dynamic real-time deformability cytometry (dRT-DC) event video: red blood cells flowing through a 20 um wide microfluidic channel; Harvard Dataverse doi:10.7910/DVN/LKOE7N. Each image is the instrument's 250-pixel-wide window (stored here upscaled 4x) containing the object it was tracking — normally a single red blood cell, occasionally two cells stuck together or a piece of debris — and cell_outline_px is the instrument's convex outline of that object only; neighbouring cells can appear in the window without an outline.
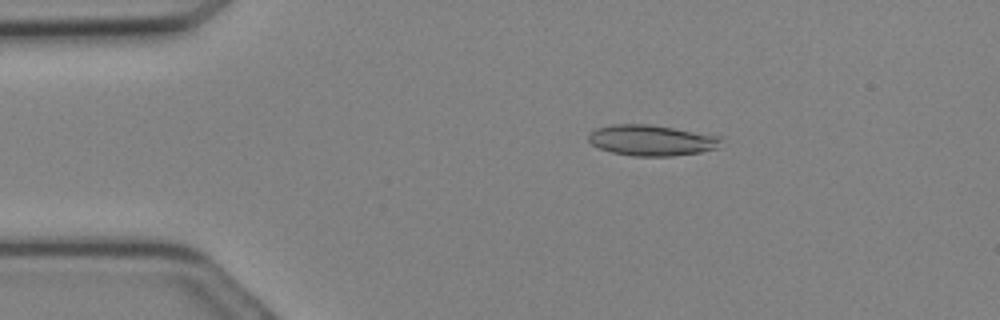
{"species": "Egyptian fruit bat (a non-hibernating species)", "species_latin": "Rousettus aegyptiacus", "temperature_condition": "cold", "stored_images_in_passage": 18, "camera_frame_rate_fps": 3000, "um_per_image_px": 0.085, "animal": {"sex": "female"}, "frame": {"image": 1, "passage_image": 5, "time_ms": 1.333, "image_size_px": [1000, 320], "cell_outline_px": [[724, 136], [716, 148], [700, 152], [672, 156], [632, 156], [612, 152], [600, 148], [592, 144], [588, 140], [588, 136], [596, 128], [612, 124], [648, 124]], "centroid_in_image_um": [55.39, 11.92], "position_along_channel_um": 29.6, "area_um2": 23.76}}
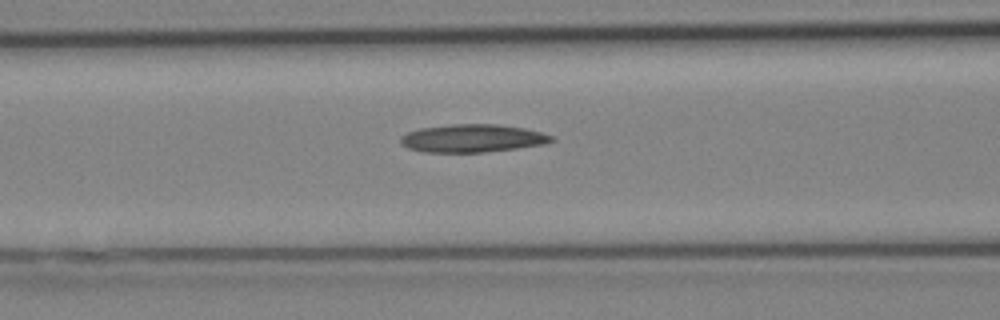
{"frame": {"image": 2, "passage_image": 12, "time_ms": 3.667, "image_size_px": [1000, 320], "cell_outline_px": [[556, 140], [544, 144], [516, 148], [484, 152], [424, 152], [408, 148], [400, 144], [400, 136], [408, 132], [420, 128], [452, 124], [496, 124], [524, 128], [540, 132], [552, 136]], "centroid_in_image_um": [40.13, 11.75], "position_along_channel_um": 126.5, "area_um2": 24.51}}
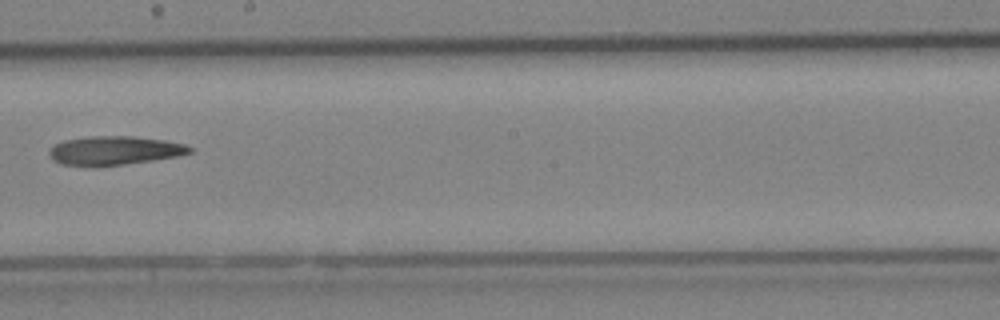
{"frame": {"image": 3, "passage_image": 17, "time_ms": 5.333, "image_size_px": [1000, 320], "cell_outline_px": [[192, 152], [176, 156], [152, 160], [124, 164], [92, 168], [60, 164], [52, 160], [48, 152], [56, 144], [64, 140], [92, 136], [132, 136], [164, 140], [184, 144], [192, 148]], "centroid_in_image_um": [9.67, 12.82], "position_along_channel_um": 238.5, "area_um2": 23.76}}